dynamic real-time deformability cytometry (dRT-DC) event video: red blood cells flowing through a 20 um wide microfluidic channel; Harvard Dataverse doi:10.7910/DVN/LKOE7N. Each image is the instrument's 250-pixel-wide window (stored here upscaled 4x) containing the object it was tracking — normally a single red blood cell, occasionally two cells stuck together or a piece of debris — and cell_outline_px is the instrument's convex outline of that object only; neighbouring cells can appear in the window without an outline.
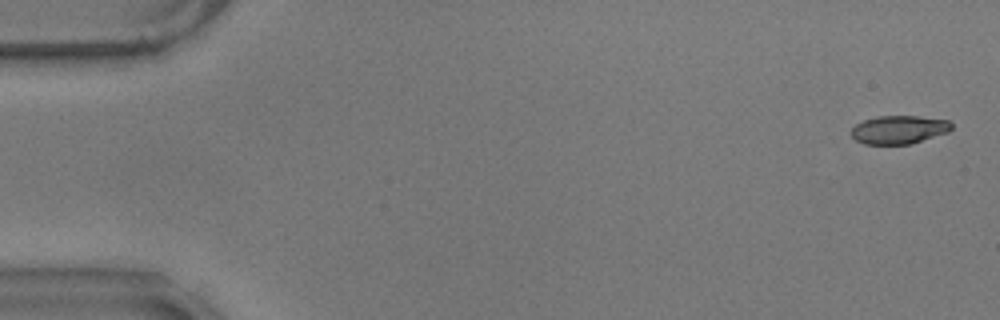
{"species": "common noctule bat (a hibernating species)", "species_latin": "Nyctalus noctula", "temperature_condition": "warm", "stored_images_in_passage": 9, "camera_frame_rate_fps": 3000, "um_per_image_px": 0.085, "animal": {"sex": "male", "body_mass_g": 17.9}, "frame": {"image": 1, "passage_image": 2, "time_ms": 0.333, "image_size_px": [1000, 320], "cell_outline_px": [[952, 128], [948, 132], [912, 144], [864, 144], [856, 140], [852, 136], [852, 128], [856, 124], [864, 120], [876, 116], [916, 116], [948, 120], [952, 124]], "centroid_in_image_um": [76.42, 11.02], "position_along_channel_um": 8.6, "area_um2": 16.53}}